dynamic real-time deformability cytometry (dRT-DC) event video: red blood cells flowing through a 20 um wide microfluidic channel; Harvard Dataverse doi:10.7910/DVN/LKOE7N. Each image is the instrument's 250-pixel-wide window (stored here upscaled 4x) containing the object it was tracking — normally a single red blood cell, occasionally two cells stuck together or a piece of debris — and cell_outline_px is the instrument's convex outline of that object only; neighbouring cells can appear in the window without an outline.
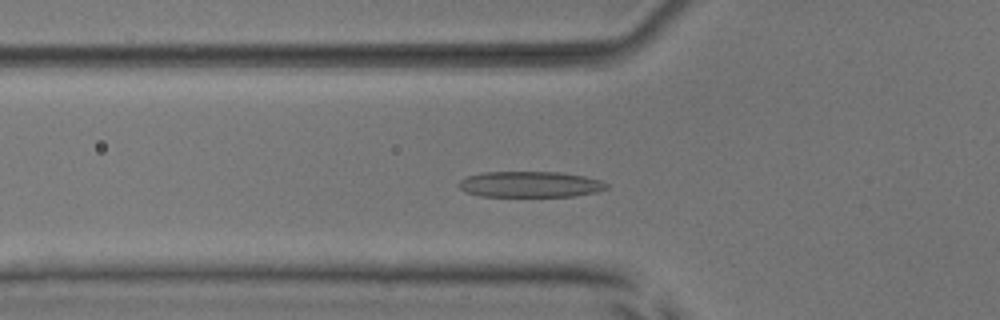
{"species": "common noctule bat (a hibernating species)", "species_latin": "Nyctalus noctula", "temperature_condition": "room temperature", "stored_images_in_passage": 42, "camera_frame_rate_fps": 3000, "um_per_image_px": 0.085, "animal": {"sex": "male", "body_mass_g": 17.9, "forearm_length_mm": 54.2}, "frame": {"image": 1, "passage_image": 7, "time_ms": 2.0, "image_size_px": [1000, 320], "cell_outline_px": [[608, 188], [596, 192], [572, 196], [480, 196], [464, 192], [456, 184], [464, 176], [480, 172], [560, 172], [584, 176], [600, 180], [608, 184]], "centroid_in_image_um": [45.0, 15.66], "position_along_channel_um": 80.8, "area_um2": 22.48}}
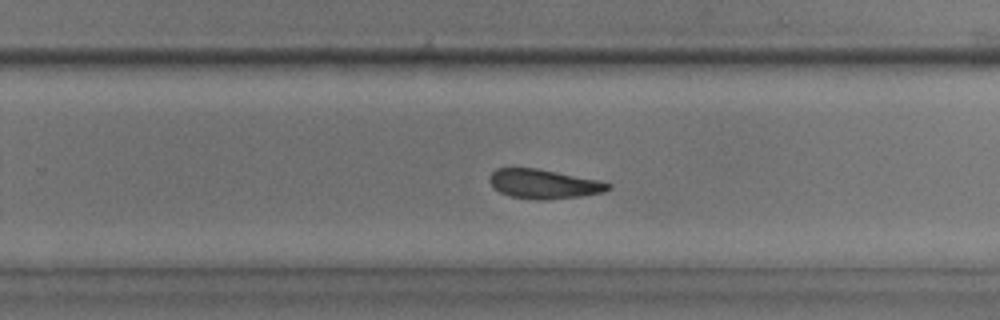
{"frame": {"image": 2, "passage_image": 23, "time_ms": 7.333, "image_size_px": [1000, 320], "cell_outline_px": [[612, 188], [604, 192], [580, 196], [548, 200], [536, 200], [512, 196], [500, 192], [488, 180], [488, 176], [496, 168], [536, 168], [600, 180], [612, 184]], "centroid_in_image_um": [46.25, 15.63], "position_along_channel_um": 283.5, "area_um2": 20.29}}
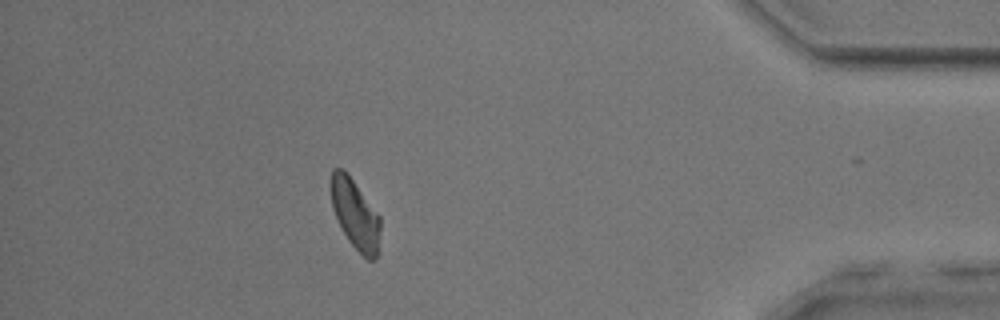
{"frame": {"image": 3, "passage_image": 36, "time_ms": 11.667, "image_size_px": [1000, 320], "cell_outline_px": [[380, 228], [376, 256], [372, 260], [368, 260], [348, 240], [332, 208], [332, 168], [340, 168], [352, 180], [380, 216]], "centroid_in_image_um": [30.2, 18.23], "position_along_channel_um": 405.0, "area_um2": 19.13}, "authors_computed_cell_mechanics": {"area_um2": 21.097, "velocity_mm_per_s": 3.8113, "shape_relaxation_time_tau1_ms": 4.9877, "shape_relaxation_time_tau2_ms": 3.4439, "deformation_change_tau1": 0.1647, "deformation_change_tau2": 0.1109}}